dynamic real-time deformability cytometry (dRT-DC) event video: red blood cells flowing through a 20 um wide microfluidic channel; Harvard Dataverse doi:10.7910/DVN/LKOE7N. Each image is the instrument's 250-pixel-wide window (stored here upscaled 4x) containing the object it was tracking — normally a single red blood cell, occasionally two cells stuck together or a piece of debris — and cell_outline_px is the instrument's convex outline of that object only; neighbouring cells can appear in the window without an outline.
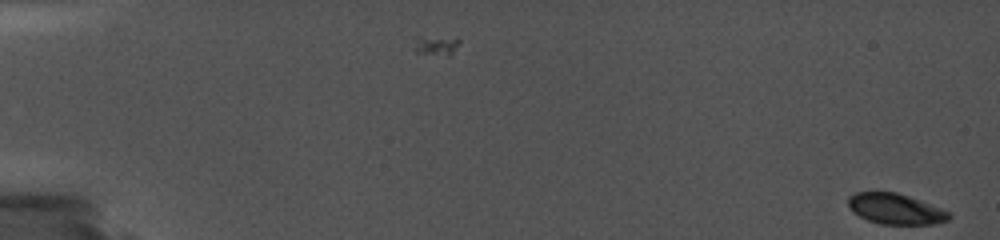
{"species": "common noctule bat (a hibernating species)", "species_latin": "Nyctalus noctula", "temperature_condition": "cold", "stored_images_in_passage": 116, "camera_frame_rate_fps": 5000, "um_per_image_px": 0.085, "animal": {"sex": "female", "body_mass_g": 19.0, "forearm_length_mm": 56.7}, "frame": {"image": 1, "passage_image": 1, "time_ms": 0.0, "image_size_px": [1000, 240], "cell_outline_px": [[952, 216], [948, 220], [936, 224], [880, 224], [868, 220], [852, 212], [848, 204], [848, 196], [856, 192], [896, 192], [920, 200], [940, 208], [948, 212]], "centroid_in_image_um": [76.1, 17.76], "position_along_channel_um": 8.9, "area_um2": 17.92}}
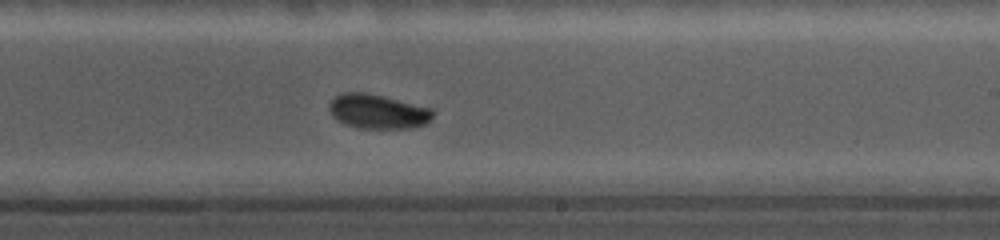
{"frame": {"image": 2, "passage_image": 76, "time_ms": 11.8, "image_size_px": [1000, 240], "cell_outline_px": [[436, 112], [424, 124], [412, 128], [360, 128], [344, 124], [336, 120], [332, 116], [328, 108], [328, 104], [336, 96], [344, 92], [368, 92], [432, 108]], "centroid_in_image_um": [32.09, 9.47], "position_along_channel_um": 256.9, "area_um2": 20.92}}
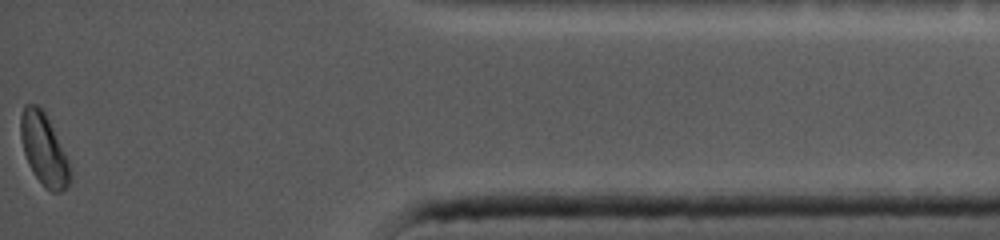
{"frame": {"image": 3, "passage_image": 116, "time_ms": 17.4, "image_size_px": [1000, 240], "cell_outline_px": [[72, 180], [60, 192], [52, 192], [44, 188], [32, 172], [28, 164], [24, 152], [20, 136], [20, 116], [24, 104], [36, 104], [44, 112], [68, 160], [72, 176]], "centroid_in_image_um": [3.71, 12.73], "position_along_channel_um": 431.5, "area_um2": 20.52}}